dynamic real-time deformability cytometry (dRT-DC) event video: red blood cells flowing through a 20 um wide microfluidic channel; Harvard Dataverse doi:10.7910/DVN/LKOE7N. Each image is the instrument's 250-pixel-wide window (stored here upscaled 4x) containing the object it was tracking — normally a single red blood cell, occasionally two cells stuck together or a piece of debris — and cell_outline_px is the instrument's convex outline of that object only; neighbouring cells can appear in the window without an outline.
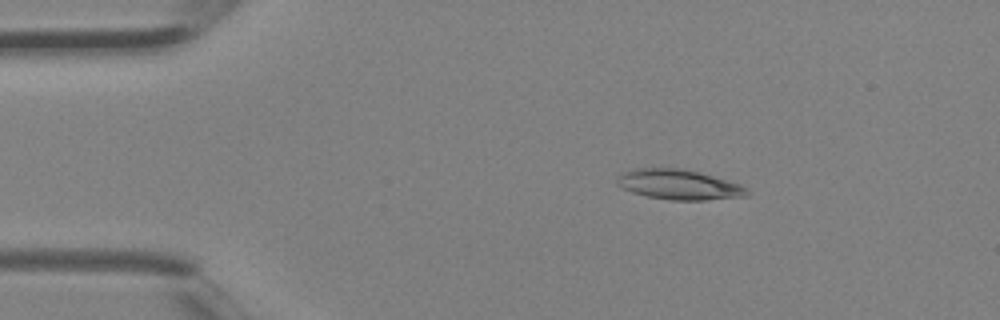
{"species": "Egyptian fruit bat (a non-hibernating species)", "species_latin": "Rousettus aegyptiacus", "temperature_condition": "room temperature", "stored_images_in_passage": 2, "camera_frame_rate_fps": 3000, "um_per_image_px": 0.085, "animal": {"sex": "female"}, "frame": {"image": 1, "passage_image": 1, "time_ms": 0.0, "image_size_px": [1000, 320], "cell_outline_px": [[748, 196], [704, 200], [672, 200], [648, 196], [632, 192], [616, 184], [616, 176], [624, 172], [636, 168], [680, 168], [700, 172], [740, 184], [748, 188]], "centroid_in_image_um": [57.71, 15.68], "position_along_channel_um": 27.3, "area_um2": 22.72}}